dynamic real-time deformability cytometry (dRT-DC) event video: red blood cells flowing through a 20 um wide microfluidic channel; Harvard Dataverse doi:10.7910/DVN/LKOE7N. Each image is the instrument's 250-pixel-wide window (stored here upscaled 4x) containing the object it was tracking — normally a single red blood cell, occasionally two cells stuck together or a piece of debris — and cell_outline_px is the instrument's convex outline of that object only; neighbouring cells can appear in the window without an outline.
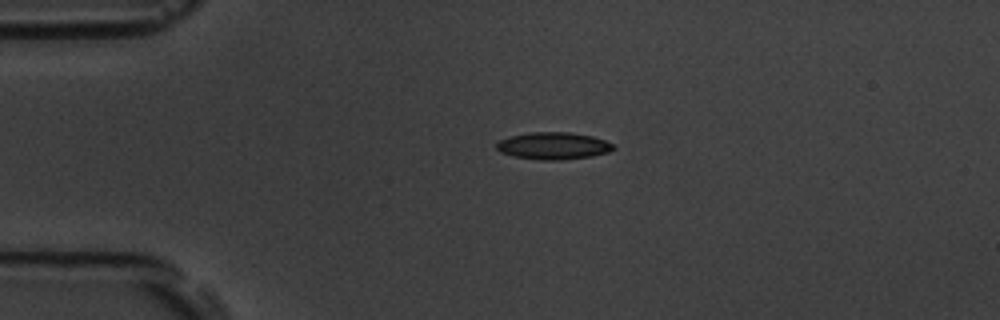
{"species": "common noctule bat (a hibernating species)", "species_latin": "Nyctalus noctula", "temperature_condition": "room temperature", "stored_images_in_passage": 43, "camera_frame_rate_fps": 3000, "um_per_image_px": 0.085, "animal": {"sex": "male", "body_mass_g": 19.5, "forearm_length_mm": 54.6}, "frame": {"image": 1, "passage_image": 1, "time_ms": 0.0, "image_size_px": [1000, 320], "cell_outline_px": [[616, 148], [608, 152], [592, 156], [560, 160], [540, 160], [512, 156], [500, 152], [496, 148], [496, 144], [500, 140], [508, 136], [528, 132], [568, 132], [592, 136], [604, 140], [612, 144]], "centroid_in_image_um": [47.0, 12.39], "position_along_channel_um": 38.0, "area_um2": 18.55}}
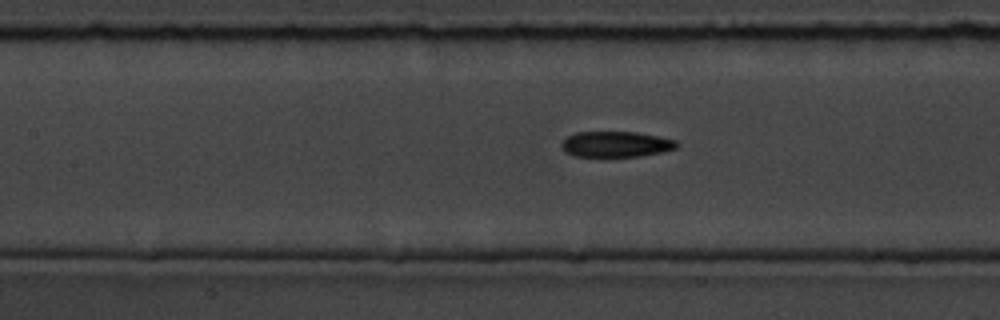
{"frame": {"image": 2, "passage_image": 13, "time_ms": 4.0, "image_size_px": [1000, 320], "cell_outline_px": [[680, 144], [676, 148], [664, 152], [640, 156], [576, 156], [564, 152], [560, 148], [560, 144], [568, 136], [576, 132], [636, 132], [660, 136], [676, 140]], "centroid_in_image_um": [52.38, 12.25], "position_along_channel_um": 155.0, "area_um2": 17.4}}
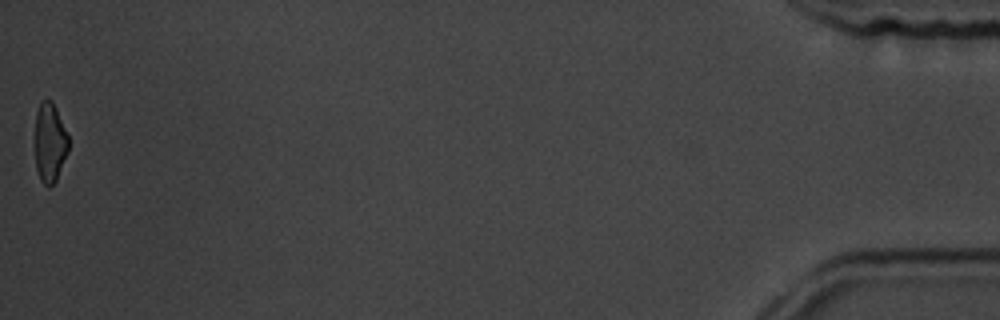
{"frame": {"image": 3, "passage_image": 43, "time_ms": 14.0, "image_size_px": [1000, 320], "cell_outline_px": [[68, 152], [56, 180], [48, 188], [40, 180], [36, 168], [36, 112], [40, 100], [52, 100], [56, 108], [68, 136]], "centroid_in_image_um": [4.24, 12.12], "position_along_channel_um": 431.0, "area_um2": 15.37}, "authors_computed_cell_mechanics": {"area_um2": 17.8024, "velocity_mm_per_s": 3.7607, "shape_relaxation_time_tau1_ms": 3.3867, "shape_relaxation_time_tau2_ms": 6.1965, "deformation_change_tau1": 0.13, "deformation_change_tau2": 0.1408}}